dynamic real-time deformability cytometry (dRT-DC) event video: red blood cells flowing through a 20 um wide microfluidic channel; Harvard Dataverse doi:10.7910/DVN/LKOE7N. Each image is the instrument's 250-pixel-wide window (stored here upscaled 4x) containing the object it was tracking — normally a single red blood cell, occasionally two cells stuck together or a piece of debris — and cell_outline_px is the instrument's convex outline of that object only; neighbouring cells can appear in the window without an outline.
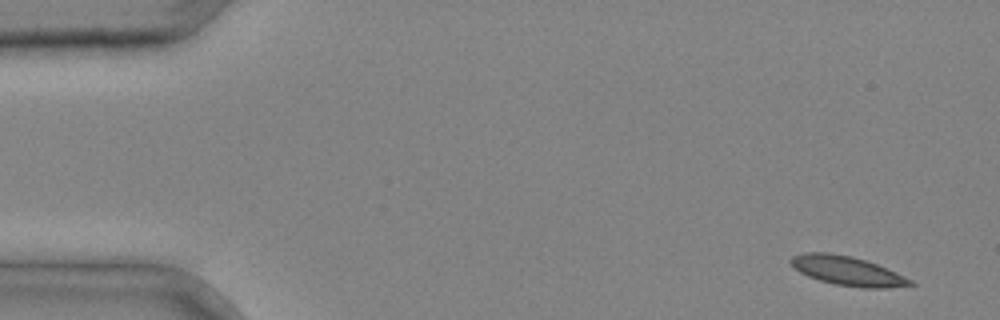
{"species": "common noctule bat (a hibernating species)", "species_latin": "Nyctalus noctula", "temperature_condition": "cold", "stored_images_in_passage": 3, "camera_frame_rate_fps": 3000, "um_per_image_px": 0.085, "animal": {"sex": "male", "body_mass_g": 20.4}, "frame": {"image": 1, "passage_image": 1, "time_ms": 0.0, "image_size_px": [1000, 320], "cell_outline_px": [[916, 284], [888, 288], [860, 288], [836, 284], [820, 280], [808, 276], [800, 272], [788, 260], [792, 256], [804, 252], [828, 252], [852, 256], [876, 264], [896, 272], [912, 280]], "centroid_in_image_um": [72.02, 23.02], "position_along_channel_um": 13.0, "area_um2": 20.23}}